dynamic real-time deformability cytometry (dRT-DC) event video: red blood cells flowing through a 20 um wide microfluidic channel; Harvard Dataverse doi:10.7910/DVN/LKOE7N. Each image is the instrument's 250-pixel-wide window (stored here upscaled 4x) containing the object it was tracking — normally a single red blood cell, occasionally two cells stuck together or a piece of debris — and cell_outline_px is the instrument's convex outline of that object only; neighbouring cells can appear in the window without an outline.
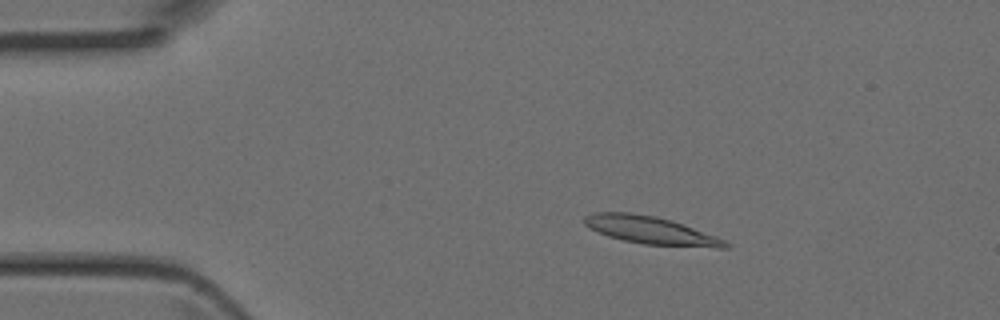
{"species": "Egyptian fruit bat (a non-hibernating species)", "species_latin": "Rousettus aegyptiacus", "temperature_condition": "room temperature", "stored_images_in_passage": 3, "camera_frame_rate_fps": 3000, "um_per_image_px": 0.085, "animal": {"sex": "female"}, "frame": {"image": 1, "passage_image": 2, "time_ms": 0.333, "image_size_px": [1000, 320], "cell_outline_px": [[732, 248], [716, 248], [644, 244], [624, 240], [608, 236], [584, 224], [584, 216], [596, 212], [632, 212], [656, 216], [672, 220], [716, 236], [732, 244]], "centroid_in_image_um": [55.38, 19.58], "position_along_channel_um": 29.6, "area_um2": 22.77}}